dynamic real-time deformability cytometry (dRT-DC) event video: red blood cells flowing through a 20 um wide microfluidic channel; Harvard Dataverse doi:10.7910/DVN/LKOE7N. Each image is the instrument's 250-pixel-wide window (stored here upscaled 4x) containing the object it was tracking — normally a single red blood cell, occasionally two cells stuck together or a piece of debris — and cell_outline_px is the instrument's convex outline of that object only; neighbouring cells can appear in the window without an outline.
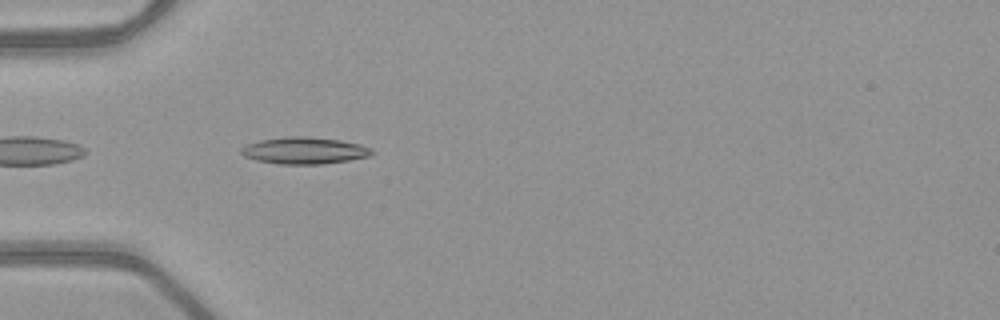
{"species": "common noctule bat (a hibernating species)", "species_latin": "Nyctalus noctula", "temperature_condition": "warm", "stored_images_in_passage": 35, "camera_frame_rate_fps": 3000, "um_per_image_px": 0.085, "animal": {"sex": "female", "body_mass_g": 21.9}, "frame": {"image": 1, "passage_image": 3, "time_ms": 0.667, "image_size_px": [1000, 320], "cell_outline_px": [[376, 152], [368, 156], [348, 160], [324, 164], [280, 164], [256, 160], [244, 156], [240, 152], [240, 148], [244, 144], [260, 140], [288, 136], [308, 136], [340, 140], [360, 144], [372, 148]], "centroid_in_image_um": [25.86, 12.79], "position_along_channel_um": 59.1, "area_um2": 20.58}}
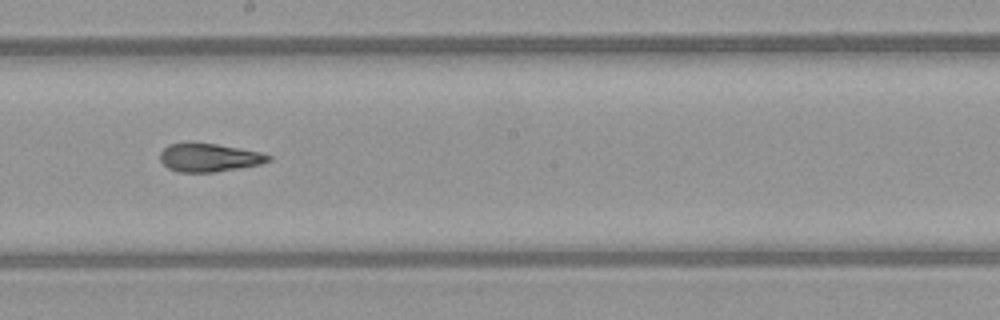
{"frame": {"image": 2, "passage_image": 16, "time_ms": 5.0, "image_size_px": [1000, 320], "cell_outline_px": [[272, 160], [260, 164], [212, 172], [180, 172], [168, 168], [160, 160], [160, 152], [168, 144], [192, 140], [216, 144], [260, 152], [272, 156]], "centroid_in_image_um": [17.72, 13.35], "position_along_channel_um": 230.5, "area_um2": 18.09}}
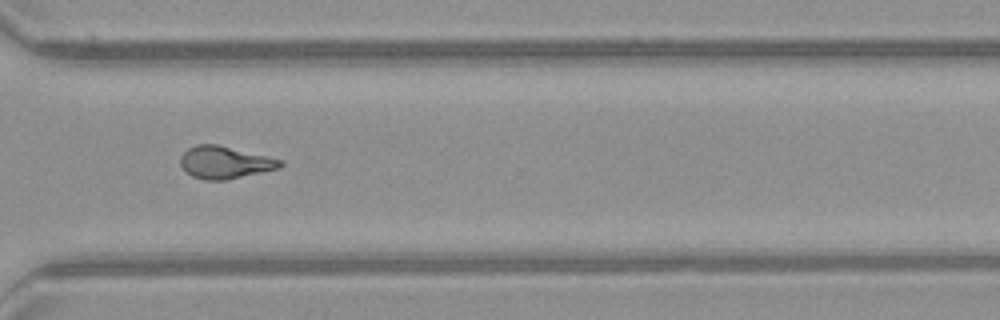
{"frame": {"image": 3, "passage_image": 25, "time_ms": 8.0, "image_size_px": [1000, 320], "cell_outline_px": [[284, 164], [280, 168], [228, 180], [204, 180], [192, 176], [180, 164], [180, 156], [188, 148], [196, 144], [216, 144], [284, 160]], "centroid_in_image_um": [19.13, 13.81], "position_along_channel_um": 351.5, "area_um2": 18.84}, "authors_computed_cell_mechanics": {"area_um2": 18.6694, "velocity_mm_per_s": 4.047, "shape_relaxation_time_tau1_ms": 7.2521, "shape_relaxation_time_tau2_ms": 1.9648, "deformation_change_tau1": 0.2425, "deformation_change_tau2": 0.0982}}